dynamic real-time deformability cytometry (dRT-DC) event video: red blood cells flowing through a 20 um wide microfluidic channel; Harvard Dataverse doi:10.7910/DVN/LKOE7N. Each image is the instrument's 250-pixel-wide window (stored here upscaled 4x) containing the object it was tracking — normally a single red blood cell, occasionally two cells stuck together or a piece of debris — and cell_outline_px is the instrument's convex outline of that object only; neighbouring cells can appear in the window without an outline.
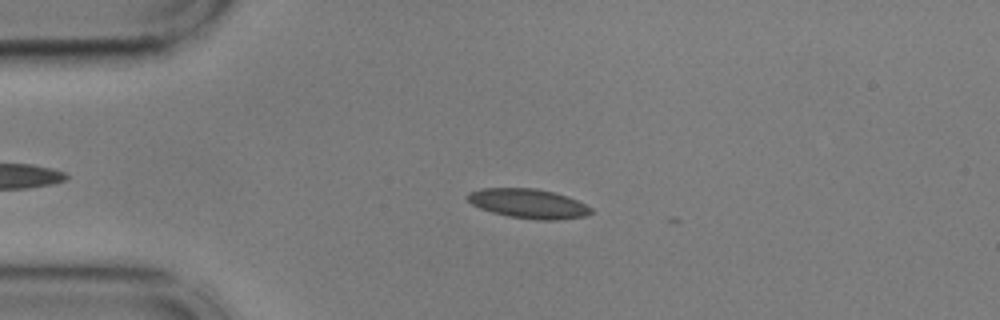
{"species": "common noctule bat (a hibernating species)", "species_latin": "Nyctalus noctula", "temperature_condition": "cold", "stored_images_in_passage": 8, "camera_frame_rate_fps": 3000, "um_per_image_px": 0.085, "animal": {"sex": "male", "body_mass_g": 17.9, "forearm_length_mm": 54.2}, "frame": {"image": 1, "passage_image": 4, "time_ms": 1.0, "image_size_px": [1000, 320], "cell_outline_px": [[592, 212], [588, 216], [560, 220], [536, 220], [508, 216], [492, 212], [480, 208], [472, 204], [464, 196], [468, 192], [480, 188], [536, 188], [568, 196], [592, 208]], "centroid_in_image_um": [44.9, 17.31], "position_along_channel_um": 40.1, "area_um2": 21.39}}